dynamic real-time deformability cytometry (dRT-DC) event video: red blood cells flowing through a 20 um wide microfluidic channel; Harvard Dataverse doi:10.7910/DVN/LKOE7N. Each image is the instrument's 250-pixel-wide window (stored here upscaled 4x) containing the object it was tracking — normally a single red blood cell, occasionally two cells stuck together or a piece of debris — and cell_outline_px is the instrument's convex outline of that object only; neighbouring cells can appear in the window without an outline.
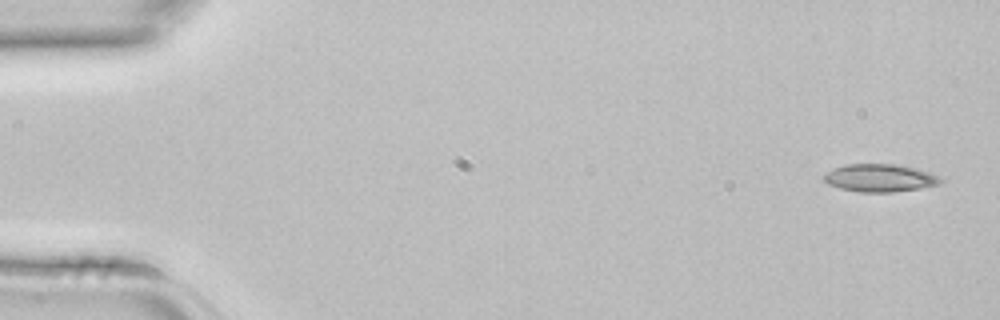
{"species": "common noctule bat (a hibernating species)", "species_latin": "Nyctalus noctula", "temperature_condition": "room temperature", "stored_images_in_passage": 4, "camera_frame_rate_fps": 3000, "um_per_image_px": 0.085, "animal": {"sex": "female", "body_mass_g": 22.7, "forearm_length_mm": 54.2}, "frame": {"image": 1, "passage_image": 1, "time_ms": 0.0, "image_size_px": [1000, 320], "cell_outline_px": [[944, 180], [940, 184], [920, 188], [892, 192], [860, 192], [840, 188], [828, 184], [824, 180], [824, 172], [844, 164], [892, 164], [912, 168], [928, 172]], "centroid_in_image_um": [74.74, 15.13], "position_along_channel_um": 10.3, "area_um2": 18.67}}